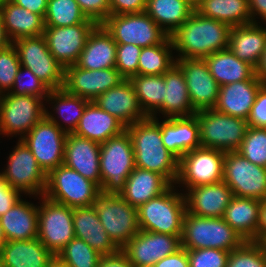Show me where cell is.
<instances>
[{"mask_svg": "<svg viewBox=\"0 0 266 267\" xmlns=\"http://www.w3.org/2000/svg\"><path fill=\"white\" fill-rule=\"evenodd\" d=\"M231 27L215 19L192 15L170 36L176 59H204L217 51L228 49Z\"/></svg>", "mask_w": 266, "mask_h": 267, "instance_id": "6da1fadb", "label": "cell"}, {"mask_svg": "<svg viewBox=\"0 0 266 267\" xmlns=\"http://www.w3.org/2000/svg\"><path fill=\"white\" fill-rule=\"evenodd\" d=\"M126 130L133 144L135 167L161 174L175 185L179 160L163 145L159 118L148 116Z\"/></svg>", "mask_w": 266, "mask_h": 267, "instance_id": "7a4b0ae2", "label": "cell"}, {"mask_svg": "<svg viewBox=\"0 0 266 267\" xmlns=\"http://www.w3.org/2000/svg\"><path fill=\"white\" fill-rule=\"evenodd\" d=\"M177 187L171 185L165 192L138 208L139 230L182 235L183 220L187 211L184 194L178 192L175 189Z\"/></svg>", "mask_w": 266, "mask_h": 267, "instance_id": "3957f363", "label": "cell"}, {"mask_svg": "<svg viewBox=\"0 0 266 267\" xmlns=\"http://www.w3.org/2000/svg\"><path fill=\"white\" fill-rule=\"evenodd\" d=\"M245 240L222 217H200L186 212L183 220L181 246L185 249H222L228 252Z\"/></svg>", "mask_w": 266, "mask_h": 267, "instance_id": "277c9868", "label": "cell"}, {"mask_svg": "<svg viewBox=\"0 0 266 267\" xmlns=\"http://www.w3.org/2000/svg\"><path fill=\"white\" fill-rule=\"evenodd\" d=\"M99 166L101 193L119 194L135 169L133 144L127 130L100 144Z\"/></svg>", "mask_w": 266, "mask_h": 267, "instance_id": "5b68a950", "label": "cell"}, {"mask_svg": "<svg viewBox=\"0 0 266 267\" xmlns=\"http://www.w3.org/2000/svg\"><path fill=\"white\" fill-rule=\"evenodd\" d=\"M195 115L199 123L201 146L204 148L237 151L249 128L247 120L215 109L197 111Z\"/></svg>", "mask_w": 266, "mask_h": 267, "instance_id": "8992f818", "label": "cell"}, {"mask_svg": "<svg viewBox=\"0 0 266 267\" xmlns=\"http://www.w3.org/2000/svg\"><path fill=\"white\" fill-rule=\"evenodd\" d=\"M100 194V187L95 182L63 164L47 174L43 196L70 208H77L93 205Z\"/></svg>", "mask_w": 266, "mask_h": 267, "instance_id": "52a82bcc", "label": "cell"}, {"mask_svg": "<svg viewBox=\"0 0 266 267\" xmlns=\"http://www.w3.org/2000/svg\"><path fill=\"white\" fill-rule=\"evenodd\" d=\"M99 220L112 242L122 249L138 232V208L119 194L101 193L93 203Z\"/></svg>", "mask_w": 266, "mask_h": 267, "instance_id": "ba28073f", "label": "cell"}, {"mask_svg": "<svg viewBox=\"0 0 266 267\" xmlns=\"http://www.w3.org/2000/svg\"><path fill=\"white\" fill-rule=\"evenodd\" d=\"M46 103L32 95H0V135L22 139L45 116Z\"/></svg>", "mask_w": 266, "mask_h": 267, "instance_id": "9c48e42d", "label": "cell"}, {"mask_svg": "<svg viewBox=\"0 0 266 267\" xmlns=\"http://www.w3.org/2000/svg\"><path fill=\"white\" fill-rule=\"evenodd\" d=\"M37 198L40 204L37 238L54 256H57L75 238L73 208L52 201L43 195Z\"/></svg>", "mask_w": 266, "mask_h": 267, "instance_id": "30bf717a", "label": "cell"}, {"mask_svg": "<svg viewBox=\"0 0 266 267\" xmlns=\"http://www.w3.org/2000/svg\"><path fill=\"white\" fill-rule=\"evenodd\" d=\"M12 44L22 67L31 70L50 90L63 88L65 68L50 53L44 35L23 37Z\"/></svg>", "mask_w": 266, "mask_h": 267, "instance_id": "8fae6325", "label": "cell"}, {"mask_svg": "<svg viewBox=\"0 0 266 267\" xmlns=\"http://www.w3.org/2000/svg\"><path fill=\"white\" fill-rule=\"evenodd\" d=\"M7 158L6 167L0 175L8 185L29 197L43 195L47 184V174L21 139Z\"/></svg>", "mask_w": 266, "mask_h": 267, "instance_id": "7c38bea8", "label": "cell"}, {"mask_svg": "<svg viewBox=\"0 0 266 267\" xmlns=\"http://www.w3.org/2000/svg\"><path fill=\"white\" fill-rule=\"evenodd\" d=\"M102 25L117 44L149 47L161 44L168 35L145 12L110 15Z\"/></svg>", "mask_w": 266, "mask_h": 267, "instance_id": "4fadbf2b", "label": "cell"}, {"mask_svg": "<svg viewBox=\"0 0 266 267\" xmlns=\"http://www.w3.org/2000/svg\"><path fill=\"white\" fill-rule=\"evenodd\" d=\"M223 181L233 196L266 199V168L251 163L237 151L225 152Z\"/></svg>", "mask_w": 266, "mask_h": 267, "instance_id": "5bb4252c", "label": "cell"}, {"mask_svg": "<svg viewBox=\"0 0 266 267\" xmlns=\"http://www.w3.org/2000/svg\"><path fill=\"white\" fill-rule=\"evenodd\" d=\"M225 152L212 148L200 147L187 152L179 160V184L185 190L223 181V163Z\"/></svg>", "mask_w": 266, "mask_h": 267, "instance_id": "9a60e30c", "label": "cell"}, {"mask_svg": "<svg viewBox=\"0 0 266 267\" xmlns=\"http://www.w3.org/2000/svg\"><path fill=\"white\" fill-rule=\"evenodd\" d=\"M66 137L67 133L44 116L21 140L48 174L64 163Z\"/></svg>", "mask_w": 266, "mask_h": 267, "instance_id": "2e32d148", "label": "cell"}, {"mask_svg": "<svg viewBox=\"0 0 266 267\" xmlns=\"http://www.w3.org/2000/svg\"><path fill=\"white\" fill-rule=\"evenodd\" d=\"M181 236L139 230L122 250L134 267H152L182 247Z\"/></svg>", "mask_w": 266, "mask_h": 267, "instance_id": "e0dca14e", "label": "cell"}, {"mask_svg": "<svg viewBox=\"0 0 266 267\" xmlns=\"http://www.w3.org/2000/svg\"><path fill=\"white\" fill-rule=\"evenodd\" d=\"M124 80L116 68L87 70L75 64L65 67L63 88L70 94L94 101L100 94Z\"/></svg>", "mask_w": 266, "mask_h": 267, "instance_id": "ac0fdd59", "label": "cell"}, {"mask_svg": "<svg viewBox=\"0 0 266 267\" xmlns=\"http://www.w3.org/2000/svg\"><path fill=\"white\" fill-rule=\"evenodd\" d=\"M97 25L96 22H83L67 27H45L43 35L50 53L65 68L77 63L88 36Z\"/></svg>", "mask_w": 266, "mask_h": 267, "instance_id": "d6986e66", "label": "cell"}, {"mask_svg": "<svg viewBox=\"0 0 266 267\" xmlns=\"http://www.w3.org/2000/svg\"><path fill=\"white\" fill-rule=\"evenodd\" d=\"M182 70L193 109L197 111L213 109L218 100L219 84L210 74L204 59H176Z\"/></svg>", "mask_w": 266, "mask_h": 267, "instance_id": "ffe728a7", "label": "cell"}, {"mask_svg": "<svg viewBox=\"0 0 266 267\" xmlns=\"http://www.w3.org/2000/svg\"><path fill=\"white\" fill-rule=\"evenodd\" d=\"M183 194L188 213L212 218L223 217L233 198L231 188L224 181L192 187Z\"/></svg>", "mask_w": 266, "mask_h": 267, "instance_id": "44dd1931", "label": "cell"}, {"mask_svg": "<svg viewBox=\"0 0 266 267\" xmlns=\"http://www.w3.org/2000/svg\"><path fill=\"white\" fill-rule=\"evenodd\" d=\"M94 102L107 113L114 115L125 127L148 117L143 112L129 79L100 94Z\"/></svg>", "mask_w": 266, "mask_h": 267, "instance_id": "7402d4cb", "label": "cell"}, {"mask_svg": "<svg viewBox=\"0 0 266 267\" xmlns=\"http://www.w3.org/2000/svg\"><path fill=\"white\" fill-rule=\"evenodd\" d=\"M100 144L68 133L65 140L64 165L76 170L83 177L101 188Z\"/></svg>", "mask_w": 266, "mask_h": 267, "instance_id": "603a6c76", "label": "cell"}, {"mask_svg": "<svg viewBox=\"0 0 266 267\" xmlns=\"http://www.w3.org/2000/svg\"><path fill=\"white\" fill-rule=\"evenodd\" d=\"M159 126L163 145L178 160L187 152L202 147L196 115L164 118Z\"/></svg>", "mask_w": 266, "mask_h": 267, "instance_id": "cb8c5ba5", "label": "cell"}, {"mask_svg": "<svg viewBox=\"0 0 266 267\" xmlns=\"http://www.w3.org/2000/svg\"><path fill=\"white\" fill-rule=\"evenodd\" d=\"M262 85L254 75L248 80L220 86L218 100L213 109L247 120Z\"/></svg>", "mask_w": 266, "mask_h": 267, "instance_id": "d4e9b609", "label": "cell"}, {"mask_svg": "<svg viewBox=\"0 0 266 267\" xmlns=\"http://www.w3.org/2000/svg\"><path fill=\"white\" fill-rule=\"evenodd\" d=\"M164 81L165 100L150 117H157L158 114L160 116V113L163 118L195 115L196 111L190 101L185 76L177 64L164 73Z\"/></svg>", "mask_w": 266, "mask_h": 267, "instance_id": "484cf974", "label": "cell"}, {"mask_svg": "<svg viewBox=\"0 0 266 267\" xmlns=\"http://www.w3.org/2000/svg\"><path fill=\"white\" fill-rule=\"evenodd\" d=\"M117 43L102 24L88 36L76 65L87 70L115 68Z\"/></svg>", "mask_w": 266, "mask_h": 267, "instance_id": "4316f807", "label": "cell"}, {"mask_svg": "<svg viewBox=\"0 0 266 267\" xmlns=\"http://www.w3.org/2000/svg\"><path fill=\"white\" fill-rule=\"evenodd\" d=\"M73 226L75 237L84 240L101 255L119 250L105 231L93 205L73 208Z\"/></svg>", "mask_w": 266, "mask_h": 267, "instance_id": "83f0119b", "label": "cell"}, {"mask_svg": "<svg viewBox=\"0 0 266 267\" xmlns=\"http://www.w3.org/2000/svg\"><path fill=\"white\" fill-rule=\"evenodd\" d=\"M124 130L126 127L114 115L101 109L96 102L89 101L74 134L102 144Z\"/></svg>", "mask_w": 266, "mask_h": 267, "instance_id": "f1b7e54d", "label": "cell"}, {"mask_svg": "<svg viewBox=\"0 0 266 267\" xmlns=\"http://www.w3.org/2000/svg\"><path fill=\"white\" fill-rule=\"evenodd\" d=\"M53 258L38 238L10 240L0 248L2 267H47Z\"/></svg>", "mask_w": 266, "mask_h": 267, "instance_id": "f546056e", "label": "cell"}, {"mask_svg": "<svg viewBox=\"0 0 266 267\" xmlns=\"http://www.w3.org/2000/svg\"><path fill=\"white\" fill-rule=\"evenodd\" d=\"M26 199L18 200L11 209L0 216L7 241L31 240L38 237V206Z\"/></svg>", "mask_w": 266, "mask_h": 267, "instance_id": "4dcf8cb0", "label": "cell"}, {"mask_svg": "<svg viewBox=\"0 0 266 267\" xmlns=\"http://www.w3.org/2000/svg\"><path fill=\"white\" fill-rule=\"evenodd\" d=\"M45 101L51 104L50 110L53 109V112H56L52 113L45 108V116L67 134L75 132L89 102L87 99L68 93L64 88L50 90ZM59 118L61 121L58 120Z\"/></svg>", "mask_w": 266, "mask_h": 267, "instance_id": "1f68e13d", "label": "cell"}, {"mask_svg": "<svg viewBox=\"0 0 266 267\" xmlns=\"http://www.w3.org/2000/svg\"><path fill=\"white\" fill-rule=\"evenodd\" d=\"M266 44V27L250 23L231 27L228 49L239 59L257 66Z\"/></svg>", "mask_w": 266, "mask_h": 267, "instance_id": "d6a6232c", "label": "cell"}, {"mask_svg": "<svg viewBox=\"0 0 266 267\" xmlns=\"http://www.w3.org/2000/svg\"><path fill=\"white\" fill-rule=\"evenodd\" d=\"M170 186L171 184L161 174L135 167L119 195L131 206L139 208L165 192Z\"/></svg>", "mask_w": 266, "mask_h": 267, "instance_id": "836d02e7", "label": "cell"}, {"mask_svg": "<svg viewBox=\"0 0 266 267\" xmlns=\"http://www.w3.org/2000/svg\"><path fill=\"white\" fill-rule=\"evenodd\" d=\"M0 12L6 33L12 42L23 37L44 34L45 23L41 15L30 12L11 0L0 1Z\"/></svg>", "mask_w": 266, "mask_h": 267, "instance_id": "e575fe53", "label": "cell"}, {"mask_svg": "<svg viewBox=\"0 0 266 267\" xmlns=\"http://www.w3.org/2000/svg\"><path fill=\"white\" fill-rule=\"evenodd\" d=\"M260 207L261 200L233 196L222 218L245 241L256 242Z\"/></svg>", "mask_w": 266, "mask_h": 267, "instance_id": "d590c367", "label": "cell"}, {"mask_svg": "<svg viewBox=\"0 0 266 267\" xmlns=\"http://www.w3.org/2000/svg\"><path fill=\"white\" fill-rule=\"evenodd\" d=\"M204 60L219 86L248 80L255 75V68L236 57L229 49L217 51Z\"/></svg>", "mask_w": 266, "mask_h": 267, "instance_id": "8d00e7d4", "label": "cell"}, {"mask_svg": "<svg viewBox=\"0 0 266 267\" xmlns=\"http://www.w3.org/2000/svg\"><path fill=\"white\" fill-rule=\"evenodd\" d=\"M195 11L185 0H147L145 13L171 36Z\"/></svg>", "mask_w": 266, "mask_h": 267, "instance_id": "74e56055", "label": "cell"}, {"mask_svg": "<svg viewBox=\"0 0 266 267\" xmlns=\"http://www.w3.org/2000/svg\"><path fill=\"white\" fill-rule=\"evenodd\" d=\"M195 11L230 27L252 23L248 0H201Z\"/></svg>", "mask_w": 266, "mask_h": 267, "instance_id": "f35d334b", "label": "cell"}, {"mask_svg": "<svg viewBox=\"0 0 266 267\" xmlns=\"http://www.w3.org/2000/svg\"><path fill=\"white\" fill-rule=\"evenodd\" d=\"M139 104L147 116H151L165 100L163 75H135L130 79Z\"/></svg>", "mask_w": 266, "mask_h": 267, "instance_id": "ab89813d", "label": "cell"}, {"mask_svg": "<svg viewBox=\"0 0 266 267\" xmlns=\"http://www.w3.org/2000/svg\"><path fill=\"white\" fill-rule=\"evenodd\" d=\"M173 50L170 36L161 44L143 47L139 56L138 74L163 75L176 64V58L172 54Z\"/></svg>", "mask_w": 266, "mask_h": 267, "instance_id": "60d3db41", "label": "cell"}, {"mask_svg": "<svg viewBox=\"0 0 266 267\" xmlns=\"http://www.w3.org/2000/svg\"><path fill=\"white\" fill-rule=\"evenodd\" d=\"M83 22L95 21L85 16L75 0H48L45 27H67Z\"/></svg>", "mask_w": 266, "mask_h": 267, "instance_id": "b9f144b4", "label": "cell"}, {"mask_svg": "<svg viewBox=\"0 0 266 267\" xmlns=\"http://www.w3.org/2000/svg\"><path fill=\"white\" fill-rule=\"evenodd\" d=\"M101 254L84 240L73 238L57 255L69 267H97Z\"/></svg>", "mask_w": 266, "mask_h": 267, "instance_id": "7bdbcfd3", "label": "cell"}, {"mask_svg": "<svg viewBox=\"0 0 266 267\" xmlns=\"http://www.w3.org/2000/svg\"><path fill=\"white\" fill-rule=\"evenodd\" d=\"M226 267H266L265 244L245 241L229 253Z\"/></svg>", "mask_w": 266, "mask_h": 267, "instance_id": "ee69618b", "label": "cell"}, {"mask_svg": "<svg viewBox=\"0 0 266 267\" xmlns=\"http://www.w3.org/2000/svg\"><path fill=\"white\" fill-rule=\"evenodd\" d=\"M237 152L251 163L266 168V128L249 127Z\"/></svg>", "mask_w": 266, "mask_h": 267, "instance_id": "f6af8a7d", "label": "cell"}, {"mask_svg": "<svg viewBox=\"0 0 266 267\" xmlns=\"http://www.w3.org/2000/svg\"><path fill=\"white\" fill-rule=\"evenodd\" d=\"M50 89L29 69L20 67L9 92L15 95H32L46 100Z\"/></svg>", "mask_w": 266, "mask_h": 267, "instance_id": "bcb514c9", "label": "cell"}, {"mask_svg": "<svg viewBox=\"0 0 266 267\" xmlns=\"http://www.w3.org/2000/svg\"><path fill=\"white\" fill-rule=\"evenodd\" d=\"M20 67L18 53L13 44L0 51V95L11 91Z\"/></svg>", "mask_w": 266, "mask_h": 267, "instance_id": "7dc6e473", "label": "cell"}, {"mask_svg": "<svg viewBox=\"0 0 266 267\" xmlns=\"http://www.w3.org/2000/svg\"><path fill=\"white\" fill-rule=\"evenodd\" d=\"M142 48L135 44H117L115 68L125 79L138 75V62Z\"/></svg>", "mask_w": 266, "mask_h": 267, "instance_id": "c3c4849f", "label": "cell"}, {"mask_svg": "<svg viewBox=\"0 0 266 267\" xmlns=\"http://www.w3.org/2000/svg\"><path fill=\"white\" fill-rule=\"evenodd\" d=\"M228 251L222 249H187L190 267H226Z\"/></svg>", "mask_w": 266, "mask_h": 267, "instance_id": "681fc988", "label": "cell"}, {"mask_svg": "<svg viewBox=\"0 0 266 267\" xmlns=\"http://www.w3.org/2000/svg\"><path fill=\"white\" fill-rule=\"evenodd\" d=\"M88 19L102 24L110 16L109 0H75Z\"/></svg>", "mask_w": 266, "mask_h": 267, "instance_id": "f907efd6", "label": "cell"}, {"mask_svg": "<svg viewBox=\"0 0 266 267\" xmlns=\"http://www.w3.org/2000/svg\"><path fill=\"white\" fill-rule=\"evenodd\" d=\"M249 127L266 128V85H262L247 119Z\"/></svg>", "mask_w": 266, "mask_h": 267, "instance_id": "816d5d0a", "label": "cell"}, {"mask_svg": "<svg viewBox=\"0 0 266 267\" xmlns=\"http://www.w3.org/2000/svg\"><path fill=\"white\" fill-rule=\"evenodd\" d=\"M147 0H109L110 15L145 12Z\"/></svg>", "mask_w": 266, "mask_h": 267, "instance_id": "f5cc1de1", "label": "cell"}, {"mask_svg": "<svg viewBox=\"0 0 266 267\" xmlns=\"http://www.w3.org/2000/svg\"><path fill=\"white\" fill-rule=\"evenodd\" d=\"M23 194L11 187L0 175V216L5 214L13 205L21 199Z\"/></svg>", "mask_w": 266, "mask_h": 267, "instance_id": "db71d44e", "label": "cell"}, {"mask_svg": "<svg viewBox=\"0 0 266 267\" xmlns=\"http://www.w3.org/2000/svg\"><path fill=\"white\" fill-rule=\"evenodd\" d=\"M97 267H134L127 254L119 249L113 254L102 255Z\"/></svg>", "mask_w": 266, "mask_h": 267, "instance_id": "11a10c76", "label": "cell"}, {"mask_svg": "<svg viewBox=\"0 0 266 267\" xmlns=\"http://www.w3.org/2000/svg\"><path fill=\"white\" fill-rule=\"evenodd\" d=\"M155 267H190L187 249L181 247L175 253L156 262Z\"/></svg>", "mask_w": 266, "mask_h": 267, "instance_id": "9f6ffc18", "label": "cell"}, {"mask_svg": "<svg viewBox=\"0 0 266 267\" xmlns=\"http://www.w3.org/2000/svg\"><path fill=\"white\" fill-rule=\"evenodd\" d=\"M248 4L252 23L266 24V0H248Z\"/></svg>", "mask_w": 266, "mask_h": 267, "instance_id": "6f0895ef", "label": "cell"}, {"mask_svg": "<svg viewBox=\"0 0 266 267\" xmlns=\"http://www.w3.org/2000/svg\"><path fill=\"white\" fill-rule=\"evenodd\" d=\"M18 6L27 9L30 12L41 15L43 18L46 13L48 0H11Z\"/></svg>", "mask_w": 266, "mask_h": 267, "instance_id": "680465c9", "label": "cell"}, {"mask_svg": "<svg viewBox=\"0 0 266 267\" xmlns=\"http://www.w3.org/2000/svg\"><path fill=\"white\" fill-rule=\"evenodd\" d=\"M256 242L262 244L266 242V199L261 201Z\"/></svg>", "mask_w": 266, "mask_h": 267, "instance_id": "91938a15", "label": "cell"}, {"mask_svg": "<svg viewBox=\"0 0 266 267\" xmlns=\"http://www.w3.org/2000/svg\"><path fill=\"white\" fill-rule=\"evenodd\" d=\"M255 76L263 85H266V44L260 60L255 67Z\"/></svg>", "mask_w": 266, "mask_h": 267, "instance_id": "94428289", "label": "cell"}, {"mask_svg": "<svg viewBox=\"0 0 266 267\" xmlns=\"http://www.w3.org/2000/svg\"><path fill=\"white\" fill-rule=\"evenodd\" d=\"M11 44H12V41L9 39V37L6 33L2 14L0 12V51L4 50L5 48L10 46Z\"/></svg>", "mask_w": 266, "mask_h": 267, "instance_id": "6125c7cd", "label": "cell"}, {"mask_svg": "<svg viewBox=\"0 0 266 267\" xmlns=\"http://www.w3.org/2000/svg\"><path fill=\"white\" fill-rule=\"evenodd\" d=\"M47 267H69V266L62 260H60L57 256H54V258L49 262Z\"/></svg>", "mask_w": 266, "mask_h": 267, "instance_id": "be15d7a7", "label": "cell"}, {"mask_svg": "<svg viewBox=\"0 0 266 267\" xmlns=\"http://www.w3.org/2000/svg\"><path fill=\"white\" fill-rule=\"evenodd\" d=\"M7 242L5 236H4V230L3 227L1 226L0 222V248Z\"/></svg>", "mask_w": 266, "mask_h": 267, "instance_id": "e7e4bbea", "label": "cell"}, {"mask_svg": "<svg viewBox=\"0 0 266 267\" xmlns=\"http://www.w3.org/2000/svg\"><path fill=\"white\" fill-rule=\"evenodd\" d=\"M185 1H187L190 5L196 8L199 5L201 0H185Z\"/></svg>", "mask_w": 266, "mask_h": 267, "instance_id": "03108f58", "label": "cell"}]
</instances>
